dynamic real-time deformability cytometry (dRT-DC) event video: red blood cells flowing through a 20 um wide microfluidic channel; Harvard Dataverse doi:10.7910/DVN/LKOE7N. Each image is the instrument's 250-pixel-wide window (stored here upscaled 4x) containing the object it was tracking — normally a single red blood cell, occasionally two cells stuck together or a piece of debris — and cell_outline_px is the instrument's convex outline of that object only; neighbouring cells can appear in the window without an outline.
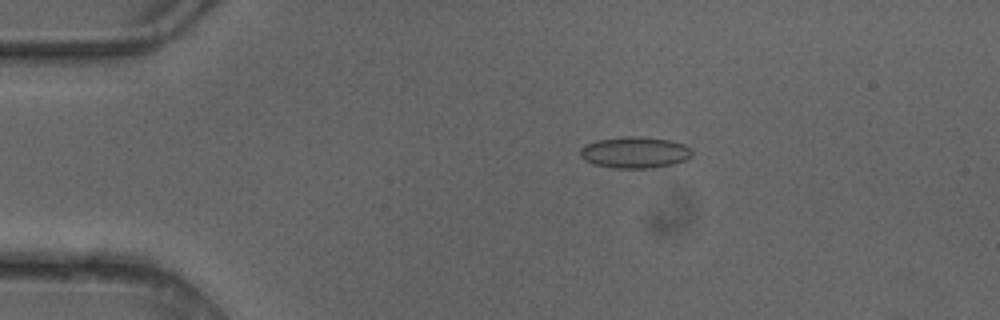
{"species": "common noctule bat (a hibernating species)", "species_latin": "Nyctalus noctula", "temperature_condition": "cold", "stored_images_in_passage": 6, "camera_frame_rate_fps": 3000, "um_per_image_px": 0.085, "animal": {"sex": "female"}, "frame": {"image": 1, "passage_image": 3, "time_ms": 0.667, "image_size_px": [1000, 320], "cell_outline_px": [[692, 152], [684, 160], [672, 164], [652, 168], [612, 168], [596, 164], [584, 160], [580, 156], [580, 148], [584, 144], [596, 140], [624, 136], [644, 136], [668, 140], [684, 144]], "centroid_in_image_um": [53.89, 12.94], "position_along_channel_um": 31.1, "area_um2": 20.4}}
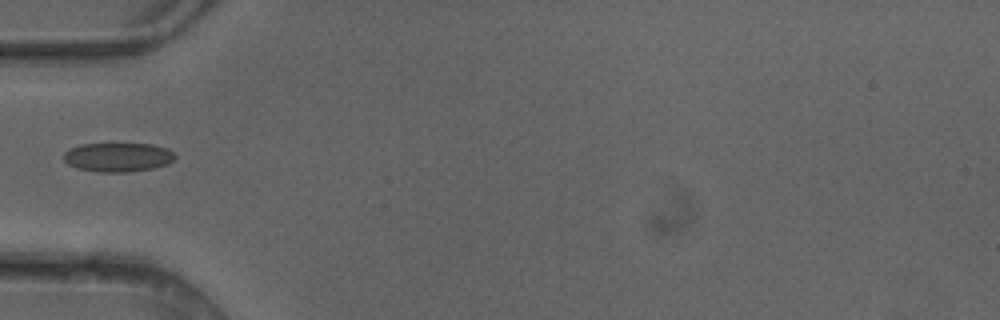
{"frame": {"image": 2, "passage_image": 5, "time_ms": 1.333, "image_size_px": [1000, 320], "cell_outline_px": [[176, 156], [168, 164], [152, 168], [128, 172], [100, 172], [76, 168], [68, 164], [64, 160], [64, 152], [68, 148], [80, 144], [152, 144], [168, 148]], "centroid_in_image_um": [10.0, 13.36], "position_along_channel_um": 75.0, "area_um2": 18.9}}
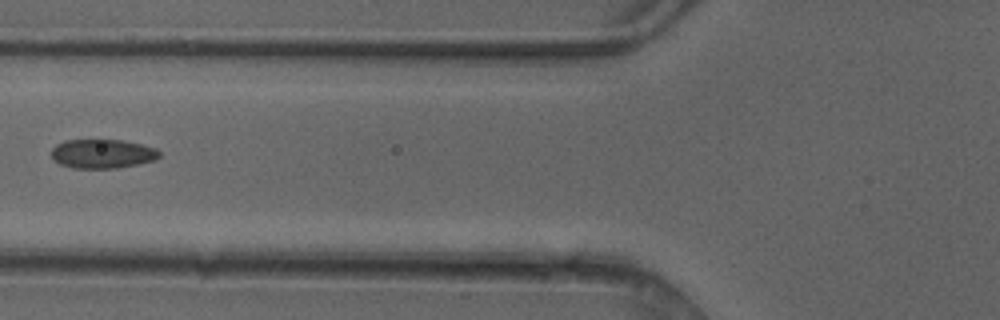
{"frame": {"image": 3, "passage_image": 6, "time_ms": 1.667, "image_size_px": [1000, 320], "cell_outline_px": [[160, 156], [156, 160], [116, 168], [72, 168], [60, 164], [52, 160], [52, 148], [56, 144], [64, 140], [120, 140], [140, 144], [156, 148], [160, 152]], "centroid_in_image_um": [8.68, 13.07], "position_along_channel_um": 117.1, "area_um2": 18.32}}